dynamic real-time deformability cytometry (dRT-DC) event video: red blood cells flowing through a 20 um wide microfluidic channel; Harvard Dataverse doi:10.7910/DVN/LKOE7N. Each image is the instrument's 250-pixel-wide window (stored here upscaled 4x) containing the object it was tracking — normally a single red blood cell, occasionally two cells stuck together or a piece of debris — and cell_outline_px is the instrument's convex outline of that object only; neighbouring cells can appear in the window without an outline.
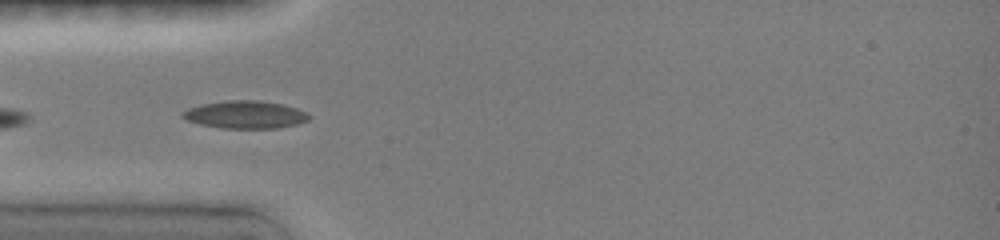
{"species": "common noctule bat (a hibernating species)", "species_latin": "Nyctalus noctula", "temperature_condition": "room temperature", "stored_images_in_passage": 18, "camera_frame_rate_fps": 3000, "um_per_image_px": 0.085, "animal": {"sex": "female", "body_mass_g": 19.0, "forearm_length_mm": 51.5}, "frame": {"image": 1, "passage_image": 6, "time_ms": 3.667, "image_size_px": [1000, 240], "cell_outline_px": [[312, 116], [308, 120], [296, 124], [276, 128], [220, 128], [200, 124], [188, 120], [180, 116], [180, 112], [188, 108], [204, 104], [228, 100], [260, 100], [284, 104], [308, 112]], "centroid_in_image_um": [20.86, 9.74], "position_along_channel_um": 64.1, "area_um2": 20.46}}